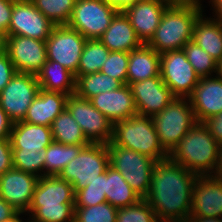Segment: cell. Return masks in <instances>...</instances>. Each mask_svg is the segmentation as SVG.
I'll return each mask as SVG.
<instances>
[{"label": "cell", "mask_w": 222, "mask_h": 222, "mask_svg": "<svg viewBox=\"0 0 222 222\" xmlns=\"http://www.w3.org/2000/svg\"><path fill=\"white\" fill-rule=\"evenodd\" d=\"M87 39L67 25H55L46 40L47 60L56 61L76 75Z\"/></svg>", "instance_id": "4fadbf2b"}, {"label": "cell", "mask_w": 222, "mask_h": 222, "mask_svg": "<svg viewBox=\"0 0 222 222\" xmlns=\"http://www.w3.org/2000/svg\"><path fill=\"white\" fill-rule=\"evenodd\" d=\"M16 69L6 52L0 54V92L16 74Z\"/></svg>", "instance_id": "ab89813d"}, {"label": "cell", "mask_w": 222, "mask_h": 222, "mask_svg": "<svg viewBox=\"0 0 222 222\" xmlns=\"http://www.w3.org/2000/svg\"><path fill=\"white\" fill-rule=\"evenodd\" d=\"M110 50L99 39H87L75 77L100 72Z\"/></svg>", "instance_id": "1f68e13d"}, {"label": "cell", "mask_w": 222, "mask_h": 222, "mask_svg": "<svg viewBox=\"0 0 222 222\" xmlns=\"http://www.w3.org/2000/svg\"><path fill=\"white\" fill-rule=\"evenodd\" d=\"M21 214H23L22 212H18L14 217H12L11 219L5 221V222H23L21 220V218L19 217Z\"/></svg>", "instance_id": "f5cc1de1"}, {"label": "cell", "mask_w": 222, "mask_h": 222, "mask_svg": "<svg viewBox=\"0 0 222 222\" xmlns=\"http://www.w3.org/2000/svg\"><path fill=\"white\" fill-rule=\"evenodd\" d=\"M203 17L195 22L192 41L219 63L222 60V22Z\"/></svg>", "instance_id": "484cf974"}, {"label": "cell", "mask_w": 222, "mask_h": 222, "mask_svg": "<svg viewBox=\"0 0 222 222\" xmlns=\"http://www.w3.org/2000/svg\"><path fill=\"white\" fill-rule=\"evenodd\" d=\"M85 146L87 145H65L53 141L46 148L44 176H58Z\"/></svg>", "instance_id": "4dcf8cb0"}, {"label": "cell", "mask_w": 222, "mask_h": 222, "mask_svg": "<svg viewBox=\"0 0 222 222\" xmlns=\"http://www.w3.org/2000/svg\"><path fill=\"white\" fill-rule=\"evenodd\" d=\"M53 24L67 25L77 0H31Z\"/></svg>", "instance_id": "d6a6232c"}, {"label": "cell", "mask_w": 222, "mask_h": 222, "mask_svg": "<svg viewBox=\"0 0 222 222\" xmlns=\"http://www.w3.org/2000/svg\"><path fill=\"white\" fill-rule=\"evenodd\" d=\"M111 142L155 161L168 158V153L160 144L152 118L149 116L136 114L131 118L114 122Z\"/></svg>", "instance_id": "5b68a950"}, {"label": "cell", "mask_w": 222, "mask_h": 222, "mask_svg": "<svg viewBox=\"0 0 222 222\" xmlns=\"http://www.w3.org/2000/svg\"><path fill=\"white\" fill-rule=\"evenodd\" d=\"M168 5L194 6V0H162Z\"/></svg>", "instance_id": "7dc6e473"}, {"label": "cell", "mask_w": 222, "mask_h": 222, "mask_svg": "<svg viewBox=\"0 0 222 222\" xmlns=\"http://www.w3.org/2000/svg\"><path fill=\"white\" fill-rule=\"evenodd\" d=\"M211 2L210 3H214V1H216V0H210ZM202 4H200V1L199 0H194V6L196 7V8H199L200 10H202V6H201Z\"/></svg>", "instance_id": "db71d44e"}, {"label": "cell", "mask_w": 222, "mask_h": 222, "mask_svg": "<svg viewBox=\"0 0 222 222\" xmlns=\"http://www.w3.org/2000/svg\"><path fill=\"white\" fill-rule=\"evenodd\" d=\"M213 6H214L215 16L217 18H212V19L222 22V0L214 1L212 7Z\"/></svg>", "instance_id": "c3c4849f"}, {"label": "cell", "mask_w": 222, "mask_h": 222, "mask_svg": "<svg viewBox=\"0 0 222 222\" xmlns=\"http://www.w3.org/2000/svg\"><path fill=\"white\" fill-rule=\"evenodd\" d=\"M104 192L106 201L117 209L133 205L141 200L140 196L124 180L122 174L110 165L105 172Z\"/></svg>", "instance_id": "83f0119b"}, {"label": "cell", "mask_w": 222, "mask_h": 222, "mask_svg": "<svg viewBox=\"0 0 222 222\" xmlns=\"http://www.w3.org/2000/svg\"><path fill=\"white\" fill-rule=\"evenodd\" d=\"M183 51L200 78L212 76L213 72L217 74L218 62L193 41L188 42Z\"/></svg>", "instance_id": "836d02e7"}, {"label": "cell", "mask_w": 222, "mask_h": 222, "mask_svg": "<svg viewBox=\"0 0 222 222\" xmlns=\"http://www.w3.org/2000/svg\"><path fill=\"white\" fill-rule=\"evenodd\" d=\"M222 147L202 122H196L168 154L173 162L197 175L216 173Z\"/></svg>", "instance_id": "3957f363"}, {"label": "cell", "mask_w": 222, "mask_h": 222, "mask_svg": "<svg viewBox=\"0 0 222 222\" xmlns=\"http://www.w3.org/2000/svg\"><path fill=\"white\" fill-rule=\"evenodd\" d=\"M27 213L30 222H74L73 186L58 176L38 178Z\"/></svg>", "instance_id": "7a4b0ae2"}, {"label": "cell", "mask_w": 222, "mask_h": 222, "mask_svg": "<svg viewBox=\"0 0 222 222\" xmlns=\"http://www.w3.org/2000/svg\"><path fill=\"white\" fill-rule=\"evenodd\" d=\"M190 217L222 218V181L214 174L197 176L192 189Z\"/></svg>", "instance_id": "e0dca14e"}, {"label": "cell", "mask_w": 222, "mask_h": 222, "mask_svg": "<svg viewBox=\"0 0 222 222\" xmlns=\"http://www.w3.org/2000/svg\"><path fill=\"white\" fill-rule=\"evenodd\" d=\"M36 77L44 90L75 94V75L56 61L47 60Z\"/></svg>", "instance_id": "4316f807"}, {"label": "cell", "mask_w": 222, "mask_h": 222, "mask_svg": "<svg viewBox=\"0 0 222 222\" xmlns=\"http://www.w3.org/2000/svg\"><path fill=\"white\" fill-rule=\"evenodd\" d=\"M188 222H222V218H215V217H190Z\"/></svg>", "instance_id": "681fc988"}, {"label": "cell", "mask_w": 222, "mask_h": 222, "mask_svg": "<svg viewBox=\"0 0 222 222\" xmlns=\"http://www.w3.org/2000/svg\"><path fill=\"white\" fill-rule=\"evenodd\" d=\"M160 76V53L148 44L129 52L127 84Z\"/></svg>", "instance_id": "d4e9b609"}, {"label": "cell", "mask_w": 222, "mask_h": 222, "mask_svg": "<svg viewBox=\"0 0 222 222\" xmlns=\"http://www.w3.org/2000/svg\"><path fill=\"white\" fill-rule=\"evenodd\" d=\"M203 124L208 128L215 141L222 147V112L207 118Z\"/></svg>", "instance_id": "b9f144b4"}, {"label": "cell", "mask_w": 222, "mask_h": 222, "mask_svg": "<svg viewBox=\"0 0 222 222\" xmlns=\"http://www.w3.org/2000/svg\"><path fill=\"white\" fill-rule=\"evenodd\" d=\"M197 122L222 112V78L201 77L192 94L188 97Z\"/></svg>", "instance_id": "d6986e66"}, {"label": "cell", "mask_w": 222, "mask_h": 222, "mask_svg": "<svg viewBox=\"0 0 222 222\" xmlns=\"http://www.w3.org/2000/svg\"><path fill=\"white\" fill-rule=\"evenodd\" d=\"M117 208L107 201L89 207H75L74 222H116Z\"/></svg>", "instance_id": "d590c367"}, {"label": "cell", "mask_w": 222, "mask_h": 222, "mask_svg": "<svg viewBox=\"0 0 222 222\" xmlns=\"http://www.w3.org/2000/svg\"><path fill=\"white\" fill-rule=\"evenodd\" d=\"M109 165L107 145L90 143L62 169L58 177L69 182L76 193L106 172Z\"/></svg>", "instance_id": "ba28073f"}, {"label": "cell", "mask_w": 222, "mask_h": 222, "mask_svg": "<svg viewBox=\"0 0 222 222\" xmlns=\"http://www.w3.org/2000/svg\"><path fill=\"white\" fill-rule=\"evenodd\" d=\"M39 90L36 75L16 72L0 92V106L13 123L22 121Z\"/></svg>", "instance_id": "7c38bea8"}, {"label": "cell", "mask_w": 222, "mask_h": 222, "mask_svg": "<svg viewBox=\"0 0 222 222\" xmlns=\"http://www.w3.org/2000/svg\"><path fill=\"white\" fill-rule=\"evenodd\" d=\"M66 109L90 143L107 144L113 135V123L96 109L90 100L81 98L76 94L69 95Z\"/></svg>", "instance_id": "8fae6325"}, {"label": "cell", "mask_w": 222, "mask_h": 222, "mask_svg": "<svg viewBox=\"0 0 222 222\" xmlns=\"http://www.w3.org/2000/svg\"><path fill=\"white\" fill-rule=\"evenodd\" d=\"M118 11L104 0H77L67 26L86 39H99Z\"/></svg>", "instance_id": "9c48e42d"}, {"label": "cell", "mask_w": 222, "mask_h": 222, "mask_svg": "<svg viewBox=\"0 0 222 222\" xmlns=\"http://www.w3.org/2000/svg\"><path fill=\"white\" fill-rule=\"evenodd\" d=\"M128 63V52L110 51L100 72L119 80L124 85L127 84Z\"/></svg>", "instance_id": "f35d334b"}, {"label": "cell", "mask_w": 222, "mask_h": 222, "mask_svg": "<svg viewBox=\"0 0 222 222\" xmlns=\"http://www.w3.org/2000/svg\"><path fill=\"white\" fill-rule=\"evenodd\" d=\"M13 0H0V31L8 36V28L11 21Z\"/></svg>", "instance_id": "7bdbcfd3"}, {"label": "cell", "mask_w": 222, "mask_h": 222, "mask_svg": "<svg viewBox=\"0 0 222 222\" xmlns=\"http://www.w3.org/2000/svg\"><path fill=\"white\" fill-rule=\"evenodd\" d=\"M55 27L29 0H13L8 35L46 41Z\"/></svg>", "instance_id": "5bb4252c"}, {"label": "cell", "mask_w": 222, "mask_h": 222, "mask_svg": "<svg viewBox=\"0 0 222 222\" xmlns=\"http://www.w3.org/2000/svg\"><path fill=\"white\" fill-rule=\"evenodd\" d=\"M67 97L64 93L40 88L22 121L51 127L55 118L66 108Z\"/></svg>", "instance_id": "7402d4cb"}, {"label": "cell", "mask_w": 222, "mask_h": 222, "mask_svg": "<svg viewBox=\"0 0 222 222\" xmlns=\"http://www.w3.org/2000/svg\"><path fill=\"white\" fill-rule=\"evenodd\" d=\"M12 151H41L53 142L51 127L14 122L9 137Z\"/></svg>", "instance_id": "603a6c76"}, {"label": "cell", "mask_w": 222, "mask_h": 222, "mask_svg": "<svg viewBox=\"0 0 222 222\" xmlns=\"http://www.w3.org/2000/svg\"><path fill=\"white\" fill-rule=\"evenodd\" d=\"M195 6L169 5L155 30V34L147 43L157 53L182 50L193 37L196 20L203 15Z\"/></svg>", "instance_id": "277c9868"}, {"label": "cell", "mask_w": 222, "mask_h": 222, "mask_svg": "<svg viewBox=\"0 0 222 222\" xmlns=\"http://www.w3.org/2000/svg\"><path fill=\"white\" fill-rule=\"evenodd\" d=\"M18 213L10 204L0 197V222H5Z\"/></svg>", "instance_id": "f6af8a7d"}, {"label": "cell", "mask_w": 222, "mask_h": 222, "mask_svg": "<svg viewBox=\"0 0 222 222\" xmlns=\"http://www.w3.org/2000/svg\"><path fill=\"white\" fill-rule=\"evenodd\" d=\"M168 6L163 1H137L122 11L141 42L147 44L155 34V30Z\"/></svg>", "instance_id": "ffe728a7"}, {"label": "cell", "mask_w": 222, "mask_h": 222, "mask_svg": "<svg viewBox=\"0 0 222 222\" xmlns=\"http://www.w3.org/2000/svg\"><path fill=\"white\" fill-rule=\"evenodd\" d=\"M90 102L112 123L137 114L135 99L128 84L100 93L92 97Z\"/></svg>", "instance_id": "44dd1931"}, {"label": "cell", "mask_w": 222, "mask_h": 222, "mask_svg": "<svg viewBox=\"0 0 222 222\" xmlns=\"http://www.w3.org/2000/svg\"><path fill=\"white\" fill-rule=\"evenodd\" d=\"M105 172L75 193V207H89L106 202Z\"/></svg>", "instance_id": "8d00e7d4"}, {"label": "cell", "mask_w": 222, "mask_h": 222, "mask_svg": "<svg viewBox=\"0 0 222 222\" xmlns=\"http://www.w3.org/2000/svg\"><path fill=\"white\" fill-rule=\"evenodd\" d=\"M38 177L11 168L0 176V197L18 212H28Z\"/></svg>", "instance_id": "ac0fdd59"}, {"label": "cell", "mask_w": 222, "mask_h": 222, "mask_svg": "<svg viewBox=\"0 0 222 222\" xmlns=\"http://www.w3.org/2000/svg\"><path fill=\"white\" fill-rule=\"evenodd\" d=\"M51 132L53 141L61 144L89 145L80 125L65 108L52 122Z\"/></svg>", "instance_id": "f1b7e54d"}, {"label": "cell", "mask_w": 222, "mask_h": 222, "mask_svg": "<svg viewBox=\"0 0 222 222\" xmlns=\"http://www.w3.org/2000/svg\"><path fill=\"white\" fill-rule=\"evenodd\" d=\"M116 222H159L154 209L141 199L139 202L117 209Z\"/></svg>", "instance_id": "74e56055"}, {"label": "cell", "mask_w": 222, "mask_h": 222, "mask_svg": "<svg viewBox=\"0 0 222 222\" xmlns=\"http://www.w3.org/2000/svg\"><path fill=\"white\" fill-rule=\"evenodd\" d=\"M104 1L112 4L118 10H123L127 6L137 2V0H104Z\"/></svg>", "instance_id": "bcb514c9"}, {"label": "cell", "mask_w": 222, "mask_h": 222, "mask_svg": "<svg viewBox=\"0 0 222 222\" xmlns=\"http://www.w3.org/2000/svg\"><path fill=\"white\" fill-rule=\"evenodd\" d=\"M151 118L160 144L168 154L197 122L189 99L179 97Z\"/></svg>", "instance_id": "8992f818"}, {"label": "cell", "mask_w": 222, "mask_h": 222, "mask_svg": "<svg viewBox=\"0 0 222 222\" xmlns=\"http://www.w3.org/2000/svg\"><path fill=\"white\" fill-rule=\"evenodd\" d=\"M7 34L0 31V54L6 52Z\"/></svg>", "instance_id": "f907efd6"}, {"label": "cell", "mask_w": 222, "mask_h": 222, "mask_svg": "<svg viewBox=\"0 0 222 222\" xmlns=\"http://www.w3.org/2000/svg\"><path fill=\"white\" fill-rule=\"evenodd\" d=\"M45 155L46 148L39 152L12 151L13 167L41 178L44 176Z\"/></svg>", "instance_id": "e575fe53"}, {"label": "cell", "mask_w": 222, "mask_h": 222, "mask_svg": "<svg viewBox=\"0 0 222 222\" xmlns=\"http://www.w3.org/2000/svg\"><path fill=\"white\" fill-rule=\"evenodd\" d=\"M160 76L173 95L179 98H188L200 80L183 49L160 54Z\"/></svg>", "instance_id": "30bf717a"}, {"label": "cell", "mask_w": 222, "mask_h": 222, "mask_svg": "<svg viewBox=\"0 0 222 222\" xmlns=\"http://www.w3.org/2000/svg\"><path fill=\"white\" fill-rule=\"evenodd\" d=\"M129 87L139 115L152 117L176 98L161 76L130 83Z\"/></svg>", "instance_id": "2e32d148"}, {"label": "cell", "mask_w": 222, "mask_h": 222, "mask_svg": "<svg viewBox=\"0 0 222 222\" xmlns=\"http://www.w3.org/2000/svg\"><path fill=\"white\" fill-rule=\"evenodd\" d=\"M197 176L169 158L157 161L144 200L154 209L158 221H189L192 189Z\"/></svg>", "instance_id": "6da1fadb"}, {"label": "cell", "mask_w": 222, "mask_h": 222, "mask_svg": "<svg viewBox=\"0 0 222 222\" xmlns=\"http://www.w3.org/2000/svg\"><path fill=\"white\" fill-rule=\"evenodd\" d=\"M13 122L0 106V139H9Z\"/></svg>", "instance_id": "ee69618b"}, {"label": "cell", "mask_w": 222, "mask_h": 222, "mask_svg": "<svg viewBox=\"0 0 222 222\" xmlns=\"http://www.w3.org/2000/svg\"><path fill=\"white\" fill-rule=\"evenodd\" d=\"M109 164L118 170L129 186L144 199L149 191L151 176L157 161L150 157L117 146L111 141L107 144Z\"/></svg>", "instance_id": "52a82bcc"}, {"label": "cell", "mask_w": 222, "mask_h": 222, "mask_svg": "<svg viewBox=\"0 0 222 222\" xmlns=\"http://www.w3.org/2000/svg\"><path fill=\"white\" fill-rule=\"evenodd\" d=\"M99 40L110 50L131 52L143 43L138 38L127 16L119 10L113 17L110 26Z\"/></svg>", "instance_id": "cb8c5ba5"}, {"label": "cell", "mask_w": 222, "mask_h": 222, "mask_svg": "<svg viewBox=\"0 0 222 222\" xmlns=\"http://www.w3.org/2000/svg\"><path fill=\"white\" fill-rule=\"evenodd\" d=\"M220 181H222V151H221V157L219 160L218 168L216 173L214 174Z\"/></svg>", "instance_id": "816d5d0a"}, {"label": "cell", "mask_w": 222, "mask_h": 222, "mask_svg": "<svg viewBox=\"0 0 222 222\" xmlns=\"http://www.w3.org/2000/svg\"><path fill=\"white\" fill-rule=\"evenodd\" d=\"M75 79V94L88 100L100 93L112 91L123 86L119 80L102 72L86 74L75 77Z\"/></svg>", "instance_id": "f546056e"}, {"label": "cell", "mask_w": 222, "mask_h": 222, "mask_svg": "<svg viewBox=\"0 0 222 222\" xmlns=\"http://www.w3.org/2000/svg\"><path fill=\"white\" fill-rule=\"evenodd\" d=\"M217 75L222 78V60L218 63V72Z\"/></svg>", "instance_id": "11a10c76"}, {"label": "cell", "mask_w": 222, "mask_h": 222, "mask_svg": "<svg viewBox=\"0 0 222 222\" xmlns=\"http://www.w3.org/2000/svg\"><path fill=\"white\" fill-rule=\"evenodd\" d=\"M6 53L17 72L36 75L47 61L46 41L8 35Z\"/></svg>", "instance_id": "9a60e30c"}, {"label": "cell", "mask_w": 222, "mask_h": 222, "mask_svg": "<svg viewBox=\"0 0 222 222\" xmlns=\"http://www.w3.org/2000/svg\"><path fill=\"white\" fill-rule=\"evenodd\" d=\"M137 1H162V0H137Z\"/></svg>", "instance_id": "9f6ffc18"}, {"label": "cell", "mask_w": 222, "mask_h": 222, "mask_svg": "<svg viewBox=\"0 0 222 222\" xmlns=\"http://www.w3.org/2000/svg\"><path fill=\"white\" fill-rule=\"evenodd\" d=\"M13 168L12 148L9 139H0V176Z\"/></svg>", "instance_id": "60d3db41"}]
</instances>
